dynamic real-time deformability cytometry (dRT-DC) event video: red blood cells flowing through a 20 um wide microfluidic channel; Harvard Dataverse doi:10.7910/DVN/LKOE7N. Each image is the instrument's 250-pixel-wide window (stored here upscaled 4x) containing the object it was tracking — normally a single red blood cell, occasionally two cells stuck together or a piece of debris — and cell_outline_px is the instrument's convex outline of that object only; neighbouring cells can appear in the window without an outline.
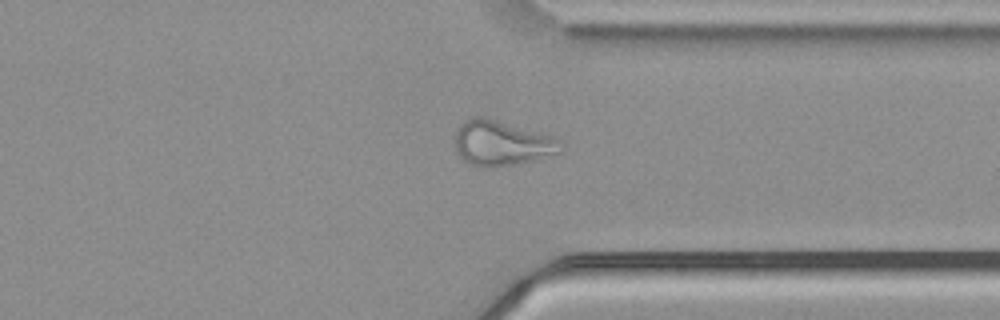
{"species": "common noctule bat (a hibernating species)", "species_latin": "Nyctalus noctula", "temperature_condition": "cold", "stored_images_in_passage": 48, "camera_frame_rate_fps": 3000, "um_per_image_px": 0.085, "animal": {"sex": "male", "body_mass_g": 21.5, "forearm_length_mm": 52.0}, "frame": {"image": 1, "passage_image": 41, "time_ms": 13.333, "image_size_px": [1000, 320], "cell_outline_px": [[564, 152], [532, 160], [512, 164], [488, 168], [472, 164], [464, 160], [456, 152], [456, 128], [464, 120], [472, 116], [484, 116], [552, 136], [560, 140], [564, 144]], "centroid_in_image_um": [42.66, 12.15], "position_along_channel_um": 368.7, "area_um2": 27.8}}